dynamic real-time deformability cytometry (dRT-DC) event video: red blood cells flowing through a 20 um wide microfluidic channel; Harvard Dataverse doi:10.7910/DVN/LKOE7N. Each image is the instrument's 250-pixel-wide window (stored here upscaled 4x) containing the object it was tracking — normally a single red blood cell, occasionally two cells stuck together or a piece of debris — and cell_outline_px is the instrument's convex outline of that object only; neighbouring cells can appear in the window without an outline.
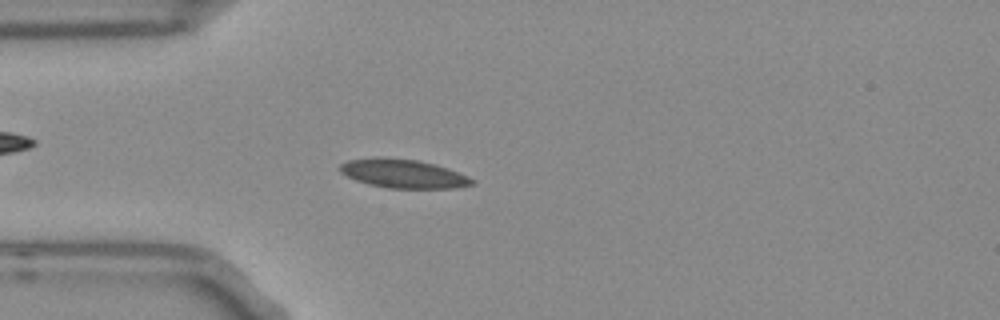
{"species": "Egyptian fruit bat (a non-hibernating species)", "species_latin": "Rousettus aegyptiacus", "temperature_condition": "room temperature", "stored_images_in_passage": 45, "camera_frame_rate_fps": 3000, "um_per_image_px": 0.085, "frame": {"image": 1, "passage_image": 6, "time_ms": 1.667, "image_size_px": [1000, 320], "cell_outline_px": [[476, 184], [456, 188], [388, 188], [368, 184], [356, 180], [340, 172], [336, 168], [340, 164], [348, 160], [376, 156], [384, 156], [416, 160], [436, 164], [448, 168], [468, 176], [476, 180]], "centroid_in_image_um": [34.27, 14.74], "position_along_channel_um": 50.7, "area_um2": 22.54}}
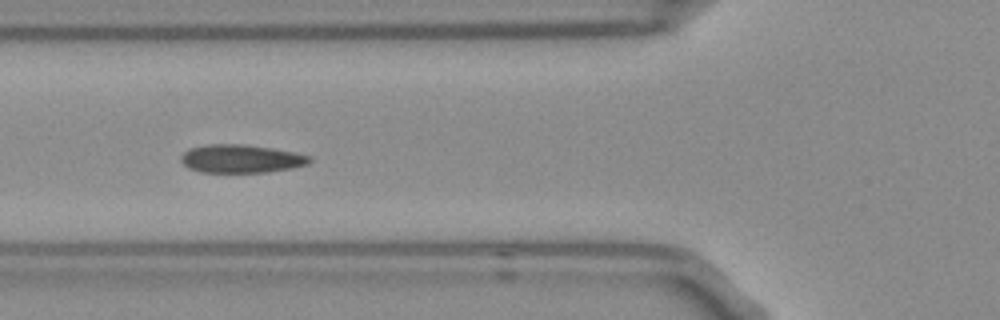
{"frame": {"image": 2, "passage_image": 11, "time_ms": 3.333, "image_size_px": [1000, 320], "cell_outline_px": [[312, 160], [308, 164], [292, 168], [268, 172], [200, 172], [188, 168], [180, 160], [180, 156], [188, 148], [208, 144], [240, 144], [272, 148], [312, 156]], "centroid_in_image_um": [20.47, 13.49], "position_along_channel_um": 105.3, "area_um2": 21.21}}
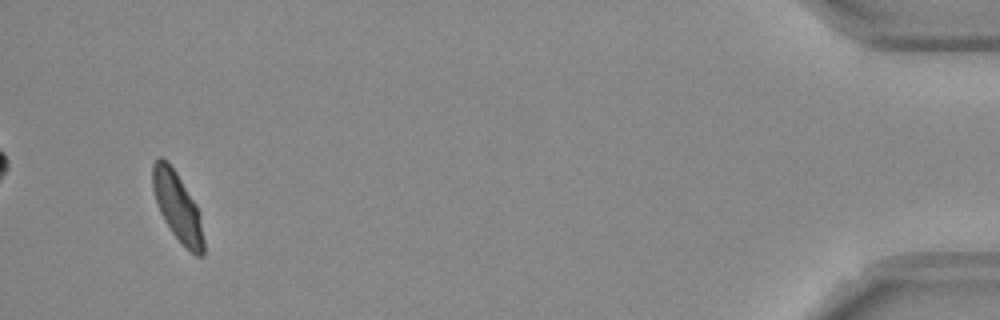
{"frame": {"image": 3, "passage_image": 43, "time_ms": 14.0, "image_size_px": [1000, 320], "cell_outline_px": [[204, 256], [196, 256], [172, 232], [164, 220], [160, 212], [152, 188], [152, 164], [160, 156], [168, 160], [176, 172], [196, 204], [200, 212], [204, 240]], "centroid_in_image_um": [15.09, 17.54], "position_along_channel_um": 420.1, "area_um2": 20.29}, "authors_computed_cell_mechanics": {"area_um2": 20.9236, "velocity_mm_per_s": 3.7226, "shape_relaxation_time_tau1_ms": 8.0973, "shape_relaxation_time_tau2_ms": null, "deformation_change_tau1": 0.1729, "deformation_change_tau2": null}}